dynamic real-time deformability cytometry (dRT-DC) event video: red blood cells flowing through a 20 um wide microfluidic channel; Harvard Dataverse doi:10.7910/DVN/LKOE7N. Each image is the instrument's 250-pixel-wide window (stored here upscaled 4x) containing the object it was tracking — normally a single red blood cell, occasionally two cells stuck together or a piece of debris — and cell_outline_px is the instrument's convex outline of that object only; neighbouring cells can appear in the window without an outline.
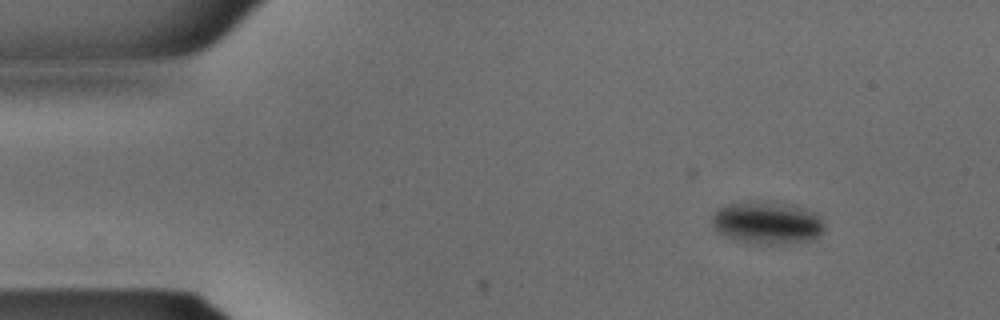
{"species": "common noctule bat (a hibernating species)", "species_latin": "Nyctalus noctula", "temperature_condition": "warm", "stored_images_in_passage": 36, "camera_frame_rate_fps": 3000, "um_per_image_px": 0.085, "animal": {"sex": "male", "body_mass_g": 15.6}, "frame": {"image": 1, "passage_image": 5, "time_ms": 1.333, "image_size_px": [1000, 320], "cell_outline_px": [[824, 228], [820, 236], [812, 240], [788, 244], [768, 244], [736, 240], [724, 236], [712, 228], [712, 216], [716, 208], [724, 204], [748, 200], [764, 200], [792, 204], [804, 208], [820, 216], [824, 224]], "centroid_in_image_um": [65.18, 18.9], "position_along_channel_um": 19.8, "area_um2": 28.61}}
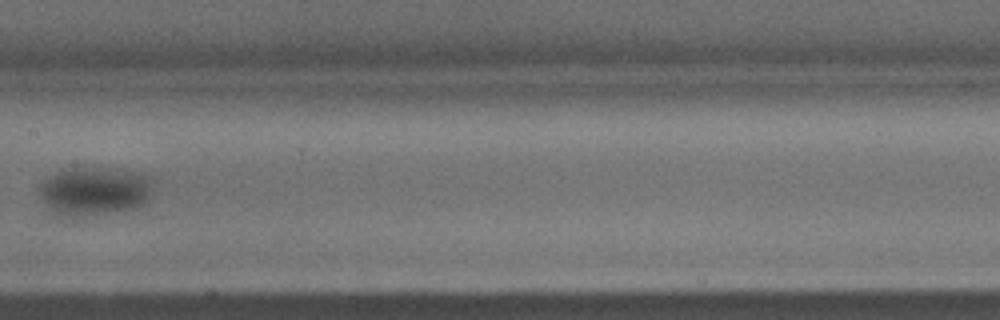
{"frame": {"image": 2, "passage_image": 19, "time_ms": 6.0, "image_size_px": [1000, 320], "cell_outline_px": [[152, 188], [148, 200], [144, 204], [136, 208], [124, 212], [72, 220], [64, 220], [56, 216], [40, 200], [40, 184], [48, 176], [56, 172], [76, 168], [116, 168], [132, 172], [144, 176], [152, 180]], "centroid_in_image_um": [7.97, 16.34], "position_along_channel_um": 199.4, "area_um2": 33.47}}
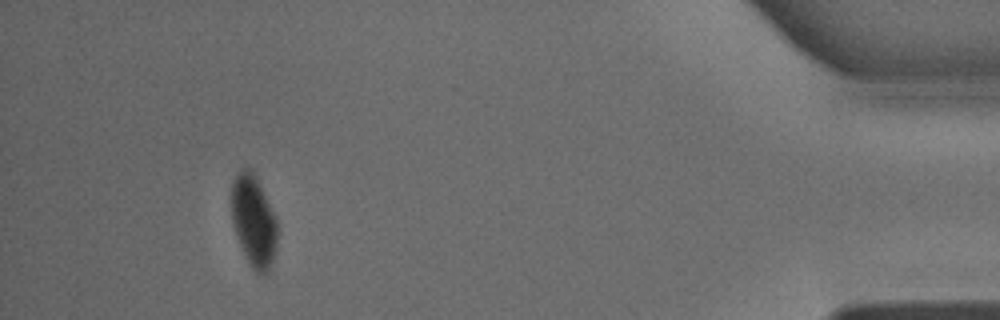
{"frame": {"image": 3, "passage_image": 34, "time_ms": 11.0, "image_size_px": [1000, 320], "cell_outline_px": [[276, 248], [268, 272], [264, 276], [256, 272], [248, 264], [240, 248], [232, 224], [232, 180], [236, 172], [240, 168], [248, 168], [256, 176], [276, 220]], "centroid_in_image_um": [21.52, 18.81], "position_along_channel_um": 413.7, "area_um2": 24.45}}